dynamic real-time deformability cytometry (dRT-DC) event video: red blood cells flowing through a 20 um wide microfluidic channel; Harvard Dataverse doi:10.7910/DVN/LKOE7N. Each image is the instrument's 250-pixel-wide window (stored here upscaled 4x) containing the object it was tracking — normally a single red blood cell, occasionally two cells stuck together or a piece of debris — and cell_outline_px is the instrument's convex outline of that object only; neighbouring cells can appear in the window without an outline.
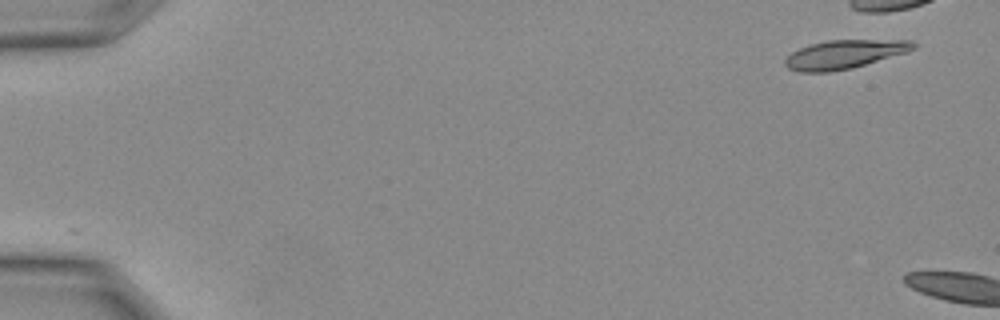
{"species": "Egyptian fruit bat (a non-hibernating species)", "species_latin": "Rousettus aegyptiacus", "temperature_condition": "warm", "stored_images_in_passage": 3, "camera_frame_rate_fps": 3000, "um_per_image_px": 0.085, "animal": {"sex": "female"}, "frame": {"image": 1, "passage_image": 1, "time_ms": 0.0, "image_size_px": [1000, 320], "cell_outline_px": [[916, 48], [908, 52], [852, 68], [828, 72], [800, 72], [788, 68], [784, 64], [784, 60], [792, 52], [800, 48], [812, 44], [828, 40], [912, 40], [916, 44]], "centroid_in_image_um": [71.79, 4.62], "position_along_channel_um": 13.2, "area_um2": 21.39}}